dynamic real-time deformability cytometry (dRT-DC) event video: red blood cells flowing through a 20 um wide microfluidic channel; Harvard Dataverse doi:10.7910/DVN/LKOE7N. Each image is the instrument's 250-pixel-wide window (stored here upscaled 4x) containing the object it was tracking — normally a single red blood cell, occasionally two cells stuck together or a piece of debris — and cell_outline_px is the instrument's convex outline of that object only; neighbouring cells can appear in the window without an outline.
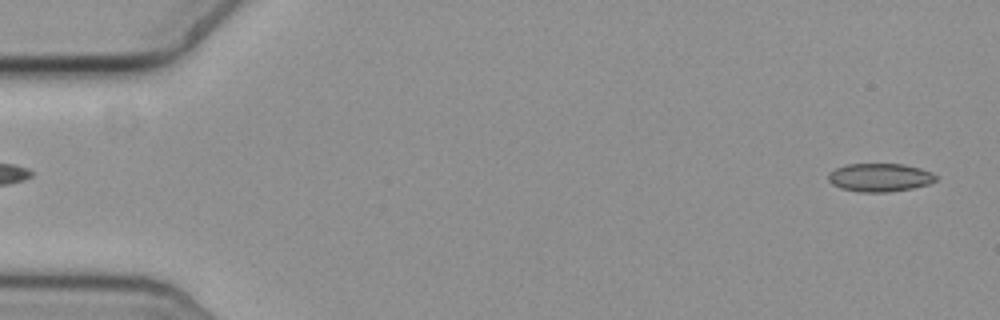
{"species": "common noctule bat (a hibernating species)", "species_latin": "Nyctalus noctula", "temperature_condition": "cold", "stored_images_in_passage": 13, "camera_frame_rate_fps": 3000, "um_per_image_px": 0.085, "animal": {"sex": "female", "body_mass_g": 19.3, "forearm_length_mm": 54.1}, "frame": {"image": 1, "passage_image": 2, "time_ms": 0.333, "image_size_px": [1000, 320], "cell_outline_px": [[936, 180], [928, 184], [912, 188], [888, 192], [860, 192], [840, 188], [832, 184], [828, 180], [828, 172], [836, 168], [848, 164], [904, 164], [920, 168], [932, 172], [936, 176]], "centroid_in_image_um": [74.76, 15.08], "position_along_channel_um": 10.2, "area_um2": 17.74}}